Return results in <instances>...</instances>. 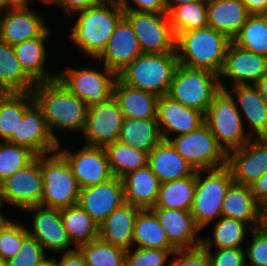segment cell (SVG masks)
Instances as JSON below:
<instances>
[{
    "label": "cell",
    "mask_w": 267,
    "mask_h": 266,
    "mask_svg": "<svg viewBox=\"0 0 267 266\" xmlns=\"http://www.w3.org/2000/svg\"><path fill=\"white\" fill-rule=\"evenodd\" d=\"M32 94L57 141L52 129L54 127L73 131L84 130L88 109L86 103L69 92L57 79L37 83Z\"/></svg>",
    "instance_id": "1"
},
{
    "label": "cell",
    "mask_w": 267,
    "mask_h": 266,
    "mask_svg": "<svg viewBox=\"0 0 267 266\" xmlns=\"http://www.w3.org/2000/svg\"><path fill=\"white\" fill-rule=\"evenodd\" d=\"M232 40L212 27L183 31L176 36L178 64L220 73Z\"/></svg>",
    "instance_id": "2"
},
{
    "label": "cell",
    "mask_w": 267,
    "mask_h": 266,
    "mask_svg": "<svg viewBox=\"0 0 267 266\" xmlns=\"http://www.w3.org/2000/svg\"><path fill=\"white\" fill-rule=\"evenodd\" d=\"M77 13L79 17L70 36L87 55L97 58L107 46L124 11L119 4L101 2Z\"/></svg>",
    "instance_id": "3"
},
{
    "label": "cell",
    "mask_w": 267,
    "mask_h": 266,
    "mask_svg": "<svg viewBox=\"0 0 267 266\" xmlns=\"http://www.w3.org/2000/svg\"><path fill=\"white\" fill-rule=\"evenodd\" d=\"M177 65L176 52L142 53L120 71L117 78L132 88L163 96L168 93Z\"/></svg>",
    "instance_id": "4"
},
{
    "label": "cell",
    "mask_w": 267,
    "mask_h": 266,
    "mask_svg": "<svg viewBox=\"0 0 267 266\" xmlns=\"http://www.w3.org/2000/svg\"><path fill=\"white\" fill-rule=\"evenodd\" d=\"M226 90L217 73L208 69L189 68L178 64L167 93L184 106L206 113L221 91Z\"/></svg>",
    "instance_id": "5"
},
{
    "label": "cell",
    "mask_w": 267,
    "mask_h": 266,
    "mask_svg": "<svg viewBox=\"0 0 267 266\" xmlns=\"http://www.w3.org/2000/svg\"><path fill=\"white\" fill-rule=\"evenodd\" d=\"M204 121L226 153L239 149L254 136L244 134L239 107L227 89L215 96L204 114Z\"/></svg>",
    "instance_id": "6"
},
{
    "label": "cell",
    "mask_w": 267,
    "mask_h": 266,
    "mask_svg": "<svg viewBox=\"0 0 267 266\" xmlns=\"http://www.w3.org/2000/svg\"><path fill=\"white\" fill-rule=\"evenodd\" d=\"M41 206L64 209L78 204L80 187L65 158L58 152L41 155Z\"/></svg>",
    "instance_id": "7"
},
{
    "label": "cell",
    "mask_w": 267,
    "mask_h": 266,
    "mask_svg": "<svg viewBox=\"0 0 267 266\" xmlns=\"http://www.w3.org/2000/svg\"><path fill=\"white\" fill-rule=\"evenodd\" d=\"M168 141L195 171L226 166L227 153L205 123L192 132L175 136Z\"/></svg>",
    "instance_id": "8"
},
{
    "label": "cell",
    "mask_w": 267,
    "mask_h": 266,
    "mask_svg": "<svg viewBox=\"0 0 267 266\" xmlns=\"http://www.w3.org/2000/svg\"><path fill=\"white\" fill-rule=\"evenodd\" d=\"M206 178L202 171H196V189L191 214L201 230L215 217L222 216V205L226 191L233 182L230 170L225 166L208 170Z\"/></svg>",
    "instance_id": "9"
},
{
    "label": "cell",
    "mask_w": 267,
    "mask_h": 266,
    "mask_svg": "<svg viewBox=\"0 0 267 266\" xmlns=\"http://www.w3.org/2000/svg\"><path fill=\"white\" fill-rule=\"evenodd\" d=\"M131 24L144 54H159L175 51L176 37L167 13L123 10Z\"/></svg>",
    "instance_id": "10"
},
{
    "label": "cell",
    "mask_w": 267,
    "mask_h": 266,
    "mask_svg": "<svg viewBox=\"0 0 267 266\" xmlns=\"http://www.w3.org/2000/svg\"><path fill=\"white\" fill-rule=\"evenodd\" d=\"M56 79L71 93L84 101L87 107L102 104L113 95L117 74L104 66V71L70 68L56 73Z\"/></svg>",
    "instance_id": "11"
},
{
    "label": "cell",
    "mask_w": 267,
    "mask_h": 266,
    "mask_svg": "<svg viewBox=\"0 0 267 266\" xmlns=\"http://www.w3.org/2000/svg\"><path fill=\"white\" fill-rule=\"evenodd\" d=\"M42 193L41 155L0 183L2 207L5 202L23 210L41 205Z\"/></svg>",
    "instance_id": "12"
},
{
    "label": "cell",
    "mask_w": 267,
    "mask_h": 266,
    "mask_svg": "<svg viewBox=\"0 0 267 266\" xmlns=\"http://www.w3.org/2000/svg\"><path fill=\"white\" fill-rule=\"evenodd\" d=\"M123 113L112 96L106 102L87 109L84 126L85 145L103 147L118 141Z\"/></svg>",
    "instance_id": "13"
},
{
    "label": "cell",
    "mask_w": 267,
    "mask_h": 266,
    "mask_svg": "<svg viewBox=\"0 0 267 266\" xmlns=\"http://www.w3.org/2000/svg\"><path fill=\"white\" fill-rule=\"evenodd\" d=\"M69 164L80 189L95 186L113 177L103 147L84 145L76 153L57 150Z\"/></svg>",
    "instance_id": "14"
},
{
    "label": "cell",
    "mask_w": 267,
    "mask_h": 266,
    "mask_svg": "<svg viewBox=\"0 0 267 266\" xmlns=\"http://www.w3.org/2000/svg\"><path fill=\"white\" fill-rule=\"evenodd\" d=\"M226 167L233 182L250 186L267 173V138H251L239 149L227 153Z\"/></svg>",
    "instance_id": "15"
},
{
    "label": "cell",
    "mask_w": 267,
    "mask_h": 266,
    "mask_svg": "<svg viewBox=\"0 0 267 266\" xmlns=\"http://www.w3.org/2000/svg\"><path fill=\"white\" fill-rule=\"evenodd\" d=\"M33 151L37 156L60 149V141L51 134L42 110L34 103L23 115L17 127V135L7 141Z\"/></svg>",
    "instance_id": "16"
},
{
    "label": "cell",
    "mask_w": 267,
    "mask_h": 266,
    "mask_svg": "<svg viewBox=\"0 0 267 266\" xmlns=\"http://www.w3.org/2000/svg\"><path fill=\"white\" fill-rule=\"evenodd\" d=\"M123 203L125 195L122 178L116 176L98 185L80 189L78 205L98 224Z\"/></svg>",
    "instance_id": "17"
},
{
    "label": "cell",
    "mask_w": 267,
    "mask_h": 266,
    "mask_svg": "<svg viewBox=\"0 0 267 266\" xmlns=\"http://www.w3.org/2000/svg\"><path fill=\"white\" fill-rule=\"evenodd\" d=\"M267 73V57L245 50L230 42L219 77H228L232 85H255Z\"/></svg>",
    "instance_id": "18"
},
{
    "label": "cell",
    "mask_w": 267,
    "mask_h": 266,
    "mask_svg": "<svg viewBox=\"0 0 267 266\" xmlns=\"http://www.w3.org/2000/svg\"><path fill=\"white\" fill-rule=\"evenodd\" d=\"M24 210L35 212L33 217V231L28 234L36 238L43 249L55 252H71L77 248H69L71 240L64 228L59 209L49 208L41 205L31 206Z\"/></svg>",
    "instance_id": "19"
},
{
    "label": "cell",
    "mask_w": 267,
    "mask_h": 266,
    "mask_svg": "<svg viewBox=\"0 0 267 266\" xmlns=\"http://www.w3.org/2000/svg\"><path fill=\"white\" fill-rule=\"evenodd\" d=\"M156 121L163 140L170 139V132L180 136L198 129L205 122L204 113L188 108L167 95L159 96Z\"/></svg>",
    "instance_id": "20"
},
{
    "label": "cell",
    "mask_w": 267,
    "mask_h": 266,
    "mask_svg": "<svg viewBox=\"0 0 267 266\" xmlns=\"http://www.w3.org/2000/svg\"><path fill=\"white\" fill-rule=\"evenodd\" d=\"M141 54V47L134 30L123 16L117 23L107 46L96 59L104 60V66L118 74Z\"/></svg>",
    "instance_id": "21"
},
{
    "label": "cell",
    "mask_w": 267,
    "mask_h": 266,
    "mask_svg": "<svg viewBox=\"0 0 267 266\" xmlns=\"http://www.w3.org/2000/svg\"><path fill=\"white\" fill-rule=\"evenodd\" d=\"M9 11L0 13V39L10 45L21 43L43 35L47 25L30 7H9Z\"/></svg>",
    "instance_id": "22"
},
{
    "label": "cell",
    "mask_w": 267,
    "mask_h": 266,
    "mask_svg": "<svg viewBox=\"0 0 267 266\" xmlns=\"http://www.w3.org/2000/svg\"><path fill=\"white\" fill-rule=\"evenodd\" d=\"M151 210L165 230L170 244L176 250L201 247L202 238L198 237L200 229L190 211L167 208H151Z\"/></svg>",
    "instance_id": "23"
},
{
    "label": "cell",
    "mask_w": 267,
    "mask_h": 266,
    "mask_svg": "<svg viewBox=\"0 0 267 266\" xmlns=\"http://www.w3.org/2000/svg\"><path fill=\"white\" fill-rule=\"evenodd\" d=\"M222 216L250 223L252 229L264 225V208L255 200L250 186L235 182L226 191Z\"/></svg>",
    "instance_id": "24"
},
{
    "label": "cell",
    "mask_w": 267,
    "mask_h": 266,
    "mask_svg": "<svg viewBox=\"0 0 267 266\" xmlns=\"http://www.w3.org/2000/svg\"><path fill=\"white\" fill-rule=\"evenodd\" d=\"M140 208L123 203L99 224V238L124 250L132 248L133 228Z\"/></svg>",
    "instance_id": "25"
},
{
    "label": "cell",
    "mask_w": 267,
    "mask_h": 266,
    "mask_svg": "<svg viewBox=\"0 0 267 266\" xmlns=\"http://www.w3.org/2000/svg\"><path fill=\"white\" fill-rule=\"evenodd\" d=\"M122 182L126 203L140 209L155 206L161 183L148 165L127 173Z\"/></svg>",
    "instance_id": "26"
},
{
    "label": "cell",
    "mask_w": 267,
    "mask_h": 266,
    "mask_svg": "<svg viewBox=\"0 0 267 266\" xmlns=\"http://www.w3.org/2000/svg\"><path fill=\"white\" fill-rule=\"evenodd\" d=\"M147 165L160 183L192 176L196 172L168 140H162L148 153Z\"/></svg>",
    "instance_id": "27"
},
{
    "label": "cell",
    "mask_w": 267,
    "mask_h": 266,
    "mask_svg": "<svg viewBox=\"0 0 267 266\" xmlns=\"http://www.w3.org/2000/svg\"><path fill=\"white\" fill-rule=\"evenodd\" d=\"M250 16L241 0H207L208 26L232 40Z\"/></svg>",
    "instance_id": "28"
},
{
    "label": "cell",
    "mask_w": 267,
    "mask_h": 266,
    "mask_svg": "<svg viewBox=\"0 0 267 266\" xmlns=\"http://www.w3.org/2000/svg\"><path fill=\"white\" fill-rule=\"evenodd\" d=\"M112 96L125 118H156L158 95L127 86L117 78Z\"/></svg>",
    "instance_id": "29"
},
{
    "label": "cell",
    "mask_w": 267,
    "mask_h": 266,
    "mask_svg": "<svg viewBox=\"0 0 267 266\" xmlns=\"http://www.w3.org/2000/svg\"><path fill=\"white\" fill-rule=\"evenodd\" d=\"M50 31L47 30L43 35L25 40L13 45L16 58L24 72L37 84L55 80L57 74L49 75L44 70L46 61V49L44 42L48 39Z\"/></svg>",
    "instance_id": "30"
},
{
    "label": "cell",
    "mask_w": 267,
    "mask_h": 266,
    "mask_svg": "<svg viewBox=\"0 0 267 266\" xmlns=\"http://www.w3.org/2000/svg\"><path fill=\"white\" fill-rule=\"evenodd\" d=\"M231 93L236 94L237 103L252 126L255 138H267V102L257 87L252 84L236 85L229 94Z\"/></svg>",
    "instance_id": "31"
},
{
    "label": "cell",
    "mask_w": 267,
    "mask_h": 266,
    "mask_svg": "<svg viewBox=\"0 0 267 266\" xmlns=\"http://www.w3.org/2000/svg\"><path fill=\"white\" fill-rule=\"evenodd\" d=\"M36 83L24 72L13 46L0 39V93L32 92Z\"/></svg>",
    "instance_id": "32"
},
{
    "label": "cell",
    "mask_w": 267,
    "mask_h": 266,
    "mask_svg": "<svg viewBox=\"0 0 267 266\" xmlns=\"http://www.w3.org/2000/svg\"><path fill=\"white\" fill-rule=\"evenodd\" d=\"M156 118H123L118 142L133 146L147 153L153 151L162 141Z\"/></svg>",
    "instance_id": "33"
},
{
    "label": "cell",
    "mask_w": 267,
    "mask_h": 266,
    "mask_svg": "<svg viewBox=\"0 0 267 266\" xmlns=\"http://www.w3.org/2000/svg\"><path fill=\"white\" fill-rule=\"evenodd\" d=\"M34 103L32 92L0 93V142L17 135L20 120Z\"/></svg>",
    "instance_id": "34"
},
{
    "label": "cell",
    "mask_w": 267,
    "mask_h": 266,
    "mask_svg": "<svg viewBox=\"0 0 267 266\" xmlns=\"http://www.w3.org/2000/svg\"><path fill=\"white\" fill-rule=\"evenodd\" d=\"M132 243L137 248L176 250L151 209H140L136 215Z\"/></svg>",
    "instance_id": "35"
},
{
    "label": "cell",
    "mask_w": 267,
    "mask_h": 266,
    "mask_svg": "<svg viewBox=\"0 0 267 266\" xmlns=\"http://www.w3.org/2000/svg\"><path fill=\"white\" fill-rule=\"evenodd\" d=\"M196 189V172L192 176L160 184L159 194L153 208L191 211Z\"/></svg>",
    "instance_id": "36"
},
{
    "label": "cell",
    "mask_w": 267,
    "mask_h": 266,
    "mask_svg": "<svg viewBox=\"0 0 267 266\" xmlns=\"http://www.w3.org/2000/svg\"><path fill=\"white\" fill-rule=\"evenodd\" d=\"M60 215L74 248L99 238V224L78 204L61 209Z\"/></svg>",
    "instance_id": "37"
},
{
    "label": "cell",
    "mask_w": 267,
    "mask_h": 266,
    "mask_svg": "<svg viewBox=\"0 0 267 266\" xmlns=\"http://www.w3.org/2000/svg\"><path fill=\"white\" fill-rule=\"evenodd\" d=\"M113 176L122 178L127 173L147 165L148 153L116 141L105 147Z\"/></svg>",
    "instance_id": "38"
},
{
    "label": "cell",
    "mask_w": 267,
    "mask_h": 266,
    "mask_svg": "<svg viewBox=\"0 0 267 266\" xmlns=\"http://www.w3.org/2000/svg\"><path fill=\"white\" fill-rule=\"evenodd\" d=\"M167 15L175 37L183 31L208 27L207 0L173 7Z\"/></svg>",
    "instance_id": "39"
},
{
    "label": "cell",
    "mask_w": 267,
    "mask_h": 266,
    "mask_svg": "<svg viewBox=\"0 0 267 266\" xmlns=\"http://www.w3.org/2000/svg\"><path fill=\"white\" fill-rule=\"evenodd\" d=\"M246 225L249 224L233 218L221 216L218 221L216 220L214 225L213 241L210 239H202L201 246L205 250H211L213 244L217 247L216 249L243 248L240 244L245 240V232H250L252 229Z\"/></svg>",
    "instance_id": "40"
},
{
    "label": "cell",
    "mask_w": 267,
    "mask_h": 266,
    "mask_svg": "<svg viewBox=\"0 0 267 266\" xmlns=\"http://www.w3.org/2000/svg\"><path fill=\"white\" fill-rule=\"evenodd\" d=\"M232 42L245 50L267 57V17L250 15Z\"/></svg>",
    "instance_id": "41"
},
{
    "label": "cell",
    "mask_w": 267,
    "mask_h": 266,
    "mask_svg": "<svg viewBox=\"0 0 267 266\" xmlns=\"http://www.w3.org/2000/svg\"><path fill=\"white\" fill-rule=\"evenodd\" d=\"M86 266H125L126 250L103 242L100 238L77 248Z\"/></svg>",
    "instance_id": "42"
},
{
    "label": "cell",
    "mask_w": 267,
    "mask_h": 266,
    "mask_svg": "<svg viewBox=\"0 0 267 266\" xmlns=\"http://www.w3.org/2000/svg\"><path fill=\"white\" fill-rule=\"evenodd\" d=\"M36 157L37 155L26 147L7 141L0 142V183L27 166Z\"/></svg>",
    "instance_id": "43"
},
{
    "label": "cell",
    "mask_w": 267,
    "mask_h": 266,
    "mask_svg": "<svg viewBox=\"0 0 267 266\" xmlns=\"http://www.w3.org/2000/svg\"><path fill=\"white\" fill-rule=\"evenodd\" d=\"M27 235L28 229L19 223L9 221L0 232V257L7 261L16 256Z\"/></svg>",
    "instance_id": "44"
},
{
    "label": "cell",
    "mask_w": 267,
    "mask_h": 266,
    "mask_svg": "<svg viewBox=\"0 0 267 266\" xmlns=\"http://www.w3.org/2000/svg\"><path fill=\"white\" fill-rule=\"evenodd\" d=\"M131 249L126 250L125 266H164L169 255L176 252L156 248H136L132 252Z\"/></svg>",
    "instance_id": "45"
},
{
    "label": "cell",
    "mask_w": 267,
    "mask_h": 266,
    "mask_svg": "<svg viewBox=\"0 0 267 266\" xmlns=\"http://www.w3.org/2000/svg\"><path fill=\"white\" fill-rule=\"evenodd\" d=\"M45 259L43 246L28 234L23 239L19 253L5 262L6 266H37Z\"/></svg>",
    "instance_id": "46"
},
{
    "label": "cell",
    "mask_w": 267,
    "mask_h": 266,
    "mask_svg": "<svg viewBox=\"0 0 267 266\" xmlns=\"http://www.w3.org/2000/svg\"><path fill=\"white\" fill-rule=\"evenodd\" d=\"M251 245L247 248L245 257L251 266H267V227L262 225L252 229Z\"/></svg>",
    "instance_id": "47"
},
{
    "label": "cell",
    "mask_w": 267,
    "mask_h": 266,
    "mask_svg": "<svg viewBox=\"0 0 267 266\" xmlns=\"http://www.w3.org/2000/svg\"><path fill=\"white\" fill-rule=\"evenodd\" d=\"M211 266H245L246 257L243 248H223L215 249L214 255L211 250H206Z\"/></svg>",
    "instance_id": "48"
},
{
    "label": "cell",
    "mask_w": 267,
    "mask_h": 266,
    "mask_svg": "<svg viewBox=\"0 0 267 266\" xmlns=\"http://www.w3.org/2000/svg\"><path fill=\"white\" fill-rule=\"evenodd\" d=\"M170 266H211L207 251L201 246L195 249L176 250Z\"/></svg>",
    "instance_id": "49"
},
{
    "label": "cell",
    "mask_w": 267,
    "mask_h": 266,
    "mask_svg": "<svg viewBox=\"0 0 267 266\" xmlns=\"http://www.w3.org/2000/svg\"><path fill=\"white\" fill-rule=\"evenodd\" d=\"M136 7H131L128 2H123L121 7L123 10H131L138 12H154L166 13L165 0H133Z\"/></svg>",
    "instance_id": "50"
},
{
    "label": "cell",
    "mask_w": 267,
    "mask_h": 266,
    "mask_svg": "<svg viewBox=\"0 0 267 266\" xmlns=\"http://www.w3.org/2000/svg\"><path fill=\"white\" fill-rule=\"evenodd\" d=\"M100 3V0H59L57 5L62 6L71 15V13L75 14Z\"/></svg>",
    "instance_id": "51"
},
{
    "label": "cell",
    "mask_w": 267,
    "mask_h": 266,
    "mask_svg": "<svg viewBox=\"0 0 267 266\" xmlns=\"http://www.w3.org/2000/svg\"><path fill=\"white\" fill-rule=\"evenodd\" d=\"M255 200L263 207H267V173L250 185Z\"/></svg>",
    "instance_id": "52"
},
{
    "label": "cell",
    "mask_w": 267,
    "mask_h": 266,
    "mask_svg": "<svg viewBox=\"0 0 267 266\" xmlns=\"http://www.w3.org/2000/svg\"><path fill=\"white\" fill-rule=\"evenodd\" d=\"M64 253V254H63ZM58 259L55 257L57 266H86L83 255L78 249L71 252H62V257Z\"/></svg>",
    "instance_id": "53"
},
{
    "label": "cell",
    "mask_w": 267,
    "mask_h": 266,
    "mask_svg": "<svg viewBox=\"0 0 267 266\" xmlns=\"http://www.w3.org/2000/svg\"><path fill=\"white\" fill-rule=\"evenodd\" d=\"M241 1L246 6V9L250 15H262L267 3V0H241Z\"/></svg>",
    "instance_id": "54"
},
{
    "label": "cell",
    "mask_w": 267,
    "mask_h": 266,
    "mask_svg": "<svg viewBox=\"0 0 267 266\" xmlns=\"http://www.w3.org/2000/svg\"><path fill=\"white\" fill-rule=\"evenodd\" d=\"M29 1V2H28ZM31 0H0L3 8L6 7H26Z\"/></svg>",
    "instance_id": "55"
},
{
    "label": "cell",
    "mask_w": 267,
    "mask_h": 266,
    "mask_svg": "<svg viewBox=\"0 0 267 266\" xmlns=\"http://www.w3.org/2000/svg\"><path fill=\"white\" fill-rule=\"evenodd\" d=\"M255 86L267 102V73L255 84Z\"/></svg>",
    "instance_id": "56"
},
{
    "label": "cell",
    "mask_w": 267,
    "mask_h": 266,
    "mask_svg": "<svg viewBox=\"0 0 267 266\" xmlns=\"http://www.w3.org/2000/svg\"><path fill=\"white\" fill-rule=\"evenodd\" d=\"M193 1H198V0H165V5H166V13L173 7H175V5H173L172 3L174 2L177 6L182 5V4H186V3H190Z\"/></svg>",
    "instance_id": "57"
},
{
    "label": "cell",
    "mask_w": 267,
    "mask_h": 266,
    "mask_svg": "<svg viewBox=\"0 0 267 266\" xmlns=\"http://www.w3.org/2000/svg\"><path fill=\"white\" fill-rule=\"evenodd\" d=\"M37 266H57L55 257L48 258V259L46 258L43 262H41Z\"/></svg>",
    "instance_id": "58"
},
{
    "label": "cell",
    "mask_w": 267,
    "mask_h": 266,
    "mask_svg": "<svg viewBox=\"0 0 267 266\" xmlns=\"http://www.w3.org/2000/svg\"><path fill=\"white\" fill-rule=\"evenodd\" d=\"M10 220H7V218H5L0 211V232L2 231V229L5 227V225L9 222Z\"/></svg>",
    "instance_id": "59"
},
{
    "label": "cell",
    "mask_w": 267,
    "mask_h": 266,
    "mask_svg": "<svg viewBox=\"0 0 267 266\" xmlns=\"http://www.w3.org/2000/svg\"><path fill=\"white\" fill-rule=\"evenodd\" d=\"M100 2L115 3L121 5L123 2H127V0H100Z\"/></svg>",
    "instance_id": "60"
},
{
    "label": "cell",
    "mask_w": 267,
    "mask_h": 266,
    "mask_svg": "<svg viewBox=\"0 0 267 266\" xmlns=\"http://www.w3.org/2000/svg\"><path fill=\"white\" fill-rule=\"evenodd\" d=\"M40 1H42V2H44L46 4L53 3V4H56L57 5V3H58L59 0H40Z\"/></svg>",
    "instance_id": "61"
},
{
    "label": "cell",
    "mask_w": 267,
    "mask_h": 266,
    "mask_svg": "<svg viewBox=\"0 0 267 266\" xmlns=\"http://www.w3.org/2000/svg\"><path fill=\"white\" fill-rule=\"evenodd\" d=\"M264 225L267 227V207L264 208Z\"/></svg>",
    "instance_id": "62"
},
{
    "label": "cell",
    "mask_w": 267,
    "mask_h": 266,
    "mask_svg": "<svg viewBox=\"0 0 267 266\" xmlns=\"http://www.w3.org/2000/svg\"><path fill=\"white\" fill-rule=\"evenodd\" d=\"M0 266H6V262L0 257Z\"/></svg>",
    "instance_id": "63"
},
{
    "label": "cell",
    "mask_w": 267,
    "mask_h": 266,
    "mask_svg": "<svg viewBox=\"0 0 267 266\" xmlns=\"http://www.w3.org/2000/svg\"><path fill=\"white\" fill-rule=\"evenodd\" d=\"M262 15L267 17V3H266L265 10Z\"/></svg>",
    "instance_id": "64"
},
{
    "label": "cell",
    "mask_w": 267,
    "mask_h": 266,
    "mask_svg": "<svg viewBox=\"0 0 267 266\" xmlns=\"http://www.w3.org/2000/svg\"><path fill=\"white\" fill-rule=\"evenodd\" d=\"M3 9L5 10V8H3L1 3H0V13H1V11H3Z\"/></svg>",
    "instance_id": "65"
}]
</instances>
